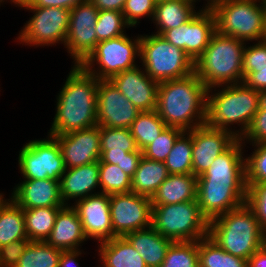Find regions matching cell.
<instances>
[{
	"instance_id": "484cf974",
	"label": "cell",
	"mask_w": 266,
	"mask_h": 267,
	"mask_svg": "<svg viewBox=\"0 0 266 267\" xmlns=\"http://www.w3.org/2000/svg\"><path fill=\"white\" fill-rule=\"evenodd\" d=\"M197 177L193 174H169L151 198L152 205H167L196 200Z\"/></svg>"
},
{
	"instance_id": "8fae6325",
	"label": "cell",
	"mask_w": 266,
	"mask_h": 267,
	"mask_svg": "<svg viewBox=\"0 0 266 267\" xmlns=\"http://www.w3.org/2000/svg\"><path fill=\"white\" fill-rule=\"evenodd\" d=\"M32 17L21 28L17 42L22 45L45 47L65 44L69 28L70 10L60 7H21Z\"/></svg>"
},
{
	"instance_id": "f1b7e54d",
	"label": "cell",
	"mask_w": 266,
	"mask_h": 267,
	"mask_svg": "<svg viewBox=\"0 0 266 267\" xmlns=\"http://www.w3.org/2000/svg\"><path fill=\"white\" fill-rule=\"evenodd\" d=\"M9 198L0 206V247L28 239L23 209L11 197Z\"/></svg>"
},
{
	"instance_id": "7dc6e473",
	"label": "cell",
	"mask_w": 266,
	"mask_h": 267,
	"mask_svg": "<svg viewBox=\"0 0 266 267\" xmlns=\"http://www.w3.org/2000/svg\"><path fill=\"white\" fill-rule=\"evenodd\" d=\"M88 0H30L24 7H60L71 10L79 3Z\"/></svg>"
},
{
	"instance_id": "d590c367",
	"label": "cell",
	"mask_w": 266,
	"mask_h": 267,
	"mask_svg": "<svg viewBox=\"0 0 266 267\" xmlns=\"http://www.w3.org/2000/svg\"><path fill=\"white\" fill-rule=\"evenodd\" d=\"M160 267H199L198 241L173 242Z\"/></svg>"
},
{
	"instance_id": "277c9868",
	"label": "cell",
	"mask_w": 266,
	"mask_h": 267,
	"mask_svg": "<svg viewBox=\"0 0 266 267\" xmlns=\"http://www.w3.org/2000/svg\"><path fill=\"white\" fill-rule=\"evenodd\" d=\"M258 109L259 91L248 87L244 82L215 86L207 91L206 124L229 131L241 139ZM236 124L239 129H234L237 128L234 126Z\"/></svg>"
},
{
	"instance_id": "83f0119b",
	"label": "cell",
	"mask_w": 266,
	"mask_h": 267,
	"mask_svg": "<svg viewBox=\"0 0 266 267\" xmlns=\"http://www.w3.org/2000/svg\"><path fill=\"white\" fill-rule=\"evenodd\" d=\"M168 176L169 173L164 162L153 161L142 156L138 168L131 178V192L152 198Z\"/></svg>"
},
{
	"instance_id": "8992f818",
	"label": "cell",
	"mask_w": 266,
	"mask_h": 267,
	"mask_svg": "<svg viewBox=\"0 0 266 267\" xmlns=\"http://www.w3.org/2000/svg\"><path fill=\"white\" fill-rule=\"evenodd\" d=\"M246 42L215 32L195 61L198 78L209 89L243 82L242 61Z\"/></svg>"
},
{
	"instance_id": "1f68e13d",
	"label": "cell",
	"mask_w": 266,
	"mask_h": 267,
	"mask_svg": "<svg viewBox=\"0 0 266 267\" xmlns=\"http://www.w3.org/2000/svg\"><path fill=\"white\" fill-rule=\"evenodd\" d=\"M167 127L157 111H142L130 126V132L139 150H143Z\"/></svg>"
},
{
	"instance_id": "ee69618b",
	"label": "cell",
	"mask_w": 266,
	"mask_h": 267,
	"mask_svg": "<svg viewBox=\"0 0 266 267\" xmlns=\"http://www.w3.org/2000/svg\"><path fill=\"white\" fill-rule=\"evenodd\" d=\"M247 45L244 49L242 69L244 78L251 72L266 68V40Z\"/></svg>"
},
{
	"instance_id": "ac0fdd59",
	"label": "cell",
	"mask_w": 266,
	"mask_h": 267,
	"mask_svg": "<svg viewBox=\"0 0 266 267\" xmlns=\"http://www.w3.org/2000/svg\"><path fill=\"white\" fill-rule=\"evenodd\" d=\"M51 136L60 146L66 169L88 165L100 159L101 139L98 125L64 135Z\"/></svg>"
},
{
	"instance_id": "e575fe53",
	"label": "cell",
	"mask_w": 266,
	"mask_h": 267,
	"mask_svg": "<svg viewBox=\"0 0 266 267\" xmlns=\"http://www.w3.org/2000/svg\"><path fill=\"white\" fill-rule=\"evenodd\" d=\"M99 184L101 193L112 195L131 192V177L118 165L99 160Z\"/></svg>"
},
{
	"instance_id": "5bb4252c",
	"label": "cell",
	"mask_w": 266,
	"mask_h": 267,
	"mask_svg": "<svg viewBox=\"0 0 266 267\" xmlns=\"http://www.w3.org/2000/svg\"><path fill=\"white\" fill-rule=\"evenodd\" d=\"M109 202L115 237L151 226V198L129 192L109 195Z\"/></svg>"
},
{
	"instance_id": "e0dca14e",
	"label": "cell",
	"mask_w": 266,
	"mask_h": 267,
	"mask_svg": "<svg viewBox=\"0 0 266 267\" xmlns=\"http://www.w3.org/2000/svg\"><path fill=\"white\" fill-rule=\"evenodd\" d=\"M238 138L233 133L209 127L207 124L192 129L193 175L201 176L220 154Z\"/></svg>"
},
{
	"instance_id": "d4e9b609",
	"label": "cell",
	"mask_w": 266,
	"mask_h": 267,
	"mask_svg": "<svg viewBox=\"0 0 266 267\" xmlns=\"http://www.w3.org/2000/svg\"><path fill=\"white\" fill-rule=\"evenodd\" d=\"M198 1L200 2V0L158 1L152 19L157 30L154 34L161 35L164 31L179 27L191 20L199 11L196 8Z\"/></svg>"
},
{
	"instance_id": "74e56055",
	"label": "cell",
	"mask_w": 266,
	"mask_h": 267,
	"mask_svg": "<svg viewBox=\"0 0 266 267\" xmlns=\"http://www.w3.org/2000/svg\"><path fill=\"white\" fill-rule=\"evenodd\" d=\"M100 151H141L129 128L100 127Z\"/></svg>"
},
{
	"instance_id": "681fc988",
	"label": "cell",
	"mask_w": 266,
	"mask_h": 267,
	"mask_svg": "<svg viewBox=\"0 0 266 267\" xmlns=\"http://www.w3.org/2000/svg\"><path fill=\"white\" fill-rule=\"evenodd\" d=\"M82 249L62 250L58 267H80L78 257L82 256Z\"/></svg>"
},
{
	"instance_id": "52a82bcc",
	"label": "cell",
	"mask_w": 266,
	"mask_h": 267,
	"mask_svg": "<svg viewBox=\"0 0 266 267\" xmlns=\"http://www.w3.org/2000/svg\"><path fill=\"white\" fill-rule=\"evenodd\" d=\"M209 8L219 34L246 43L265 40L266 4L262 0H218Z\"/></svg>"
},
{
	"instance_id": "b9f144b4",
	"label": "cell",
	"mask_w": 266,
	"mask_h": 267,
	"mask_svg": "<svg viewBox=\"0 0 266 267\" xmlns=\"http://www.w3.org/2000/svg\"><path fill=\"white\" fill-rule=\"evenodd\" d=\"M157 0H126L122 13L130 27H137L142 17H154Z\"/></svg>"
},
{
	"instance_id": "c3c4849f",
	"label": "cell",
	"mask_w": 266,
	"mask_h": 267,
	"mask_svg": "<svg viewBox=\"0 0 266 267\" xmlns=\"http://www.w3.org/2000/svg\"><path fill=\"white\" fill-rule=\"evenodd\" d=\"M243 82L254 90L261 91L266 89V68L258 69V72L249 73Z\"/></svg>"
},
{
	"instance_id": "9f6ffc18",
	"label": "cell",
	"mask_w": 266,
	"mask_h": 267,
	"mask_svg": "<svg viewBox=\"0 0 266 267\" xmlns=\"http://www.w3.org/2000/svg\"><path fill=\"white\" fill-rule=\"evenodd\" d=\"M6 199L4 198V194L1 192L0 193V206L2 205V203L5 201Z\"/></svg>"
},
{
	"instance_id": "2e32d148",
	"label": "cell",
	"mask_w": 266,
	"mask_h": 267,
	"mask_svg": "<svg viewBox=\"0 0 266 267\" xmlns=\"http://www.w3.org/2000/svg\"><path fill=\"white\" fill-rule=\"evenodd\" d=\"M141 113L110 80H98L97 125L109 128H130Z\"/></svg>"
},
{
	"instance_id": "7a4b0ae2",
	"label": "cell",
	"mask_w": 266,
	"mask_h": 267,
	"mask_svg": "<svg viewBox=\"0 0 266 267\" xmlns=\"http://www.w3.org/2000/svg\"><path fill=\"white\" fill-rule=\"evenodd\" d=\"M98 79L72 65L56 99V114L48 135H64L97 125Z\"/></svg>"
},
{
	"instance_id": "cb8c5ba5",
	"label": "cell",
	"mask_w": 266,
	"mask_h": 267,
	"mask_svg": "<svg viewBox=\"0 0 266 267\" xmlns=\"http://www.w3.org/2000/svg\"><path fill=\"white\" fill-rule=\"evenodd\" d=\"M124 238L139 252L147 267H160L173 243L152 226L128 233Z\"/></svg>"
},
{
	"instance_id": "4316f807",
	"label": "cell",
	"mask_w": 266,
	"mask_h": 267,
	"mask_svg": "<svg viewBox=\"0 0 266 267\" xmlns=\"http://www.w3.org/2000/svg\"><path fill=\"white\" fill-rule=\"evenodd\" d=\"M98 267H147L139 252L124 237L98 243Z\"/></svg>"
},
{
	"instance_id": "f35d334b",
	"label": "cell",
	"mask_w": 266,
	"mask_h": 267,
	"mask_svg": "<svg viewBox=\"0 0 266 267\" xmlns=\"http://www.w3.org/2000/svg\"><path fill=\"white\" fill-rule=\"evenodd\" d=\"M183 132V130L175 127H166L159 137L142 150V155L153 161L164 162L175 141Z\"/></svg>"
},
{
	"instance_id": "7bdbcfd3",
	"label": "cell",
	"mask_w": 266,
	"mask_h": 267,
	"mask_svg": "<svg viewBox=\"0 0 266 267\" xmlns=\"http://www.w3.org/2000/svg\"><path fill=\"white\" fill-rule=\"evenodd\" d=\"M246 204L253 210L260 228L266 233V183L247 184Z\"/></svg>"
},
{
	"instance_id": "f6af8a7d",
	"label": "cell",
	"mask_w": 266,
	"mask_h": 267,
	"mask_svg": "<svg viewBox=\"0 0 266 267\" xmlns=\"http://www.w3.org/2000/svg\"><path fill=\"white\" fill-rule=\"evenodd\" d=\"M240 140L250 145L266 142V110H258L255 113L248 130Z\"/></svg>"
},
{
	"instance_id": "8d00e7d4",
	"label": "cell",
	"mask_w": 266,
	"mask_h": 267,
	"mask_svg": "<svg viewBox=\"0 0 266 267\" xmlns=\"http://www.w3.org/2000/svg\"><path fill=\"white\" fill-rule=\"evenodd\" d=\"M94 27L98 42L122 36L126 34L125 28H130L124 14L112 10H100Z\"/></svg>"
},
{
	"instance_id": "bcb514c9",
	"label": "cell",
	"mask_w": 266,
	"mask_h": 267,
	"mask_svg": "<svg viewBox=\"0 0 266 267\" xmlns=\"http://www.w3.org/2000/svg\"><path fill=\"white\" fill-rule=\"evenodd\" d=\"M30 241L21 239L0 247V267H14Z\"/></svg>"
},
{
	"instance_id": "11a10c76",
	"label": "cell",
	"mask_w": 266,
	"mask_h": 267,
	"mask_svg": "<svg viewBox=\"0 0 266 267\" xmlns=\"http://www.w3.org/2000/svg\"><path fill=\"white\" fill-rule=\"evenodd\" d=\"M205 1H207V3L205 4V2H204V6L209 7L210 5H212L214 2H216L218 0H205Z\"/></svg>"
},
{
	"instance_id": "603a6c76",
	"label": "cell",
	"mask_w": 266,
	"mask_h": 267,
	"mask_svg": "<svg viewBox=\"0 0 266 267\" xmlns=\"http://www.w3.org/2000/svg\"><path fill=\"white\" fill-rule=\"evenodd\" d=\"M87 240L78 213L72 205H65L58 211L53 230L45 242L61 250H76Z\"/></svg>"
},
{
	"instance_id": "d6a6232c",
	"label": "cell",
	"mask_w": 266,
	"mask_h": 267,
	"mask_svg": "<svg viewBox=\"0 0 266 267\" xmlns=\"http://www.w3.org/2000/svg\"><path fill=\"white\" fill-rule=\"evenodd\" d=\"M61 251L45 241H30L14 267H58Z\"/></svg>"
},
{
	"instance_id": "3957f363",
	"label": "cell",
	"mask_w": 266,
	"mask_h": 267,
	"mask_svg": "<svg viewBox=\"0 0 266 267\" xmlns=\"http://www.w3.org/2000/svg\"><path fill=\"white\" fill-rule=\"evenodd\" d=\"M207 91L195 71L183 78L160 82L156 111L167 127L190 131L206 124Z\"/></svg>"
},
{
	"instance_id": "7402d4cb",
	"label": "cell",
	"mask_w": 266,
	"mask_h": 267,
	"mask_svg": "<svg viewBox=\"0 0 266 267\" xmlns=\"http://www.w3.org/2000/svg\"><path fill=\"white\" fill-rule=\"evenodd\" d=\"M60 194L65 205L72 199L81 200L101 193L99 184V161L75 168L65 169L60 178ZM99 188V191L97 188ZM97 190V191H96Z\"/></svg>"
},
{
	"instance_id": "6da1fadb",
	"label": "cell",
	"mask_w": 266,
	"mask_h": 267,
	"mask_svg": "<svg viewBox=\"0 0 266 267\" xmlns=\"http://www.w3.org/2000/svg\"><path fill=\"white\" fill-rule=\"evenodd\" d=\"M246 146L237 139L197 178L196 200L208 221L246 203Z\"/></svg>"
},
{
	"instance_id": "f546056e",
	"label": "cell",
	"mask_w": 266,
	"mask_h": 267,
	"mask_svg": "<svg viewBox=\"0 0 266 267\" xmlns=\"http://www.w3.org/2000/svg\"><path fill=\"white\" fill-rule=\"evenodd\" d=\"M62 207H39L23 209L25 231L29 241H46L55 224V218Z\"/></svg>"
},
{
	"instance_id": "db71d44e",
	"label": "cell",
	"mask_w": 266,
	"mask_h": 267,
	"mask_svg": "<svg viewBox=\"0 0 266 267\" xmlns=\"http://www.w3.org/2000/svg\"><path fill=\"white\" fill-rule=\"evenodd\" d=\"M29 1L30 0H1V2H2V4L4 3V2H9L10 4H12L13 3V5H15L16 7L18 6V7H24L26 4H28L29 3Z\"/></svg>"
},
{
	"instance_id": "7c38bea8",
	"label": "cell",
	"mask_w": 266,
	"mask_h": 267,
	"mask_svg": "<svg viewBox=\"0 0 266 267\" xmlns=\"http://www.w3.org/2000/svg\"><path fill=\"white\" fill-rule=\"evenodd\" d=\"M17 159L24 179L60 180L66 169L60 146L51 135L28 141L20 149Z\"/></svg>"
},
{
	"instance_id": "9c48e42d",
	"label": "cell",
	"mask_w": 266,
	"mask_h": 267,
	"mask_svg": "<svg viewBox=\"0 0 266 267\" xmlns=\"http://www.w3.org/2000/svg\"><path fill=\"white\" fill-rule=\"evenodd\" d=\"M151 226L173 242L198 241L208 236L209 221L202 215L197 200H194L152 205Z\"/></svg>"
},
{
	"instance_id": "60d3db41",
	"label": "cell",
	"mask_w": 266,
	"mask_h": 267,
	"mask_svg": "<svg viewBox=\"0 0 266 267\" xmlns=\"http://www.w3.org/2000/svg\"><path fill=\"white\" fill-rule=\"evenodd\" d=\"M100 161L118 165L131 178L138 168L142 158V151L126 152V151H100Z\"/></svg>"
},
{
	"instance_id": "836d02e7",
	"label": "cell",
	"mask_w": 266,
	"mask_h": 267,
	"mask_svg": "<svg viewBox=\"0 0 266 267\" xmlns=\"http://www.w3.org/2000/svg\"><path fill=\"white\" fill-rule=\"evenodd\" d=\"M169 174H193L192 130L184 131L164 161Z\"/></svg>"
},
{
	"instance_id": "ba28073f",
	"label": "cell",
	"mask_w": 266,
	"mask_h": 267,
	"mask_svg": "<svg viewBox=\"0 0 266 267\" xmlns=\"http://www.w3.org/2000/svg\"><path fill=\"white\" fill-rule=\"evenodd\" d=\"M139 60L148 76L158 83L183 78L195 71V62L184 50L154 33L141 35Z\"/></svg>"
},
{
	"instance_id": "9a60e30c",
	"label": "cell",
	"mask_w": 266,
	"mask_h": 267,
	"mask_svg": "<svg viewBox=\"0 0 266 267\" xmlns=\"http://www.w3.org/2000/svg\"><path fill=\"white\" fill-rule=\"evenodd\" d=\"M215 32L214 14L209 7L202 6L191 20L179 27L164 31L161 36L184 50L195 62L204 53Z\"/></svg>"
},
{
	"instance_id": "4fadbf2b",
	"label": "cell",
	"mask_w": 266,
	"mask_h": 267,
	"mask_svg": "<svg viewBox=\"0 0 266 267\" xmlns=\"http://www.w3.org/2000/svg\"><path fill=\"white\" fill-rule=\"evenodd\" d=\"M99 10L89 0L70 10L69 28L64 47L73 65H80L95 49L98 41L95 31Z\"/></svg>"
},
{
	"instance_id": "ffe728a7",
	"label": "cell",
	"mask_w": 266,
	"mask_h": 267,
	"mask_svg": "<svg viewBox=\"0 0 266 267\" xmlns=\"http://www.w3.org/2000/svg\"><path fill=\"white\" fill-rule=\"evenodd\" d=\"M139 66L122 71L110 81L133 105L142 111H154L157 106L159 83ZM143 69V70H142Z\"/></svg>"
},
{
	"instance_id": "d6986e66",
	"label": "cell",
	"mask_w": 266,
	"mask_h": 267,
	"mask_svg": "<svg viewBox=\"0 0 266 267\" xmlns=\"http://www.w3.org/2000/svg\"><path fill=\"white\" fill-rule=\"evenodd\" d=\"M69 204L78 213L87 239L100 243L115 238L111 224L109 195L98 193Z\"/></svg>"
},
{
	"instance_id": "30bf717a",
	"label": "cell",
	"mask_w": 266,
	"mask_h": 267,
	"mask_svg": "<svg viewBox=\"0 0 266 267\" xmlns=\"http://www.w3.org/2000/svg\"><path fill=\"white\" fill-rule=\"evenodd\" d=\"M140 39L139 34L135 38L124 34L98 42L80 66L98 80H110L116 74L138 66L136 59L140 58Z\"/></svg>"
},
{
	"instance_id": "816d5d0a",
	"label": "cell",
	"mask_w": 266,
	"mask_h": 267,
	"mask_svg": "<svg viewBox=\"0 0 266 267\" xmlns=\"http://www.w3.org/2000/svg\"><path fill=\"white\" fill-rule=\"evenodd\" d=\"M248 267H266V245L262 246L249 258Z\"/></svg>"
},
{
	"instance_id": "f5cc1de1",
	"label": "cell",
	"mask_w": 266,
	"mask_h": 267,
	"mask_svg": "<svg viewBox=\"0 0 266 267\" xmlns=\"http://www.w3.org/2000/svg\"><path fill=\"white\" fill-rule=\"evenodd\" d=\"M266 110V89L259 91V109Z\"/></svg>"
},
{
	"instance_id": "f907efd6",
	"label": "cell",
	"mask_w": 266,
	"mask_h": 267,
	"mask_svg": "<svg viewBox=\"0 0 266 267\" xmlns=\"http://www.w3.org/2000/svg\"><path fill=\"white\" fill-rule=\"evenodd\" d=\"M98 10H112L122 12L126 0H89Z\"/></svg>"
},
{
	"instance_id": "ab89813d",
	"label": "cell",
	"mask_w": 266,
	"mask_h": 267,
	"mask_svg": "<svg viewBox=\"0 0 266 267\" xmlns=\"http://www.w3.org/2000/svg\"><path fill=\"white\" fill-rule=\"evenodd\" d=\"M254 148L245 157L246 184L266 183V142L252 144Z\"/></svg>"
},
{
	"instance_id": "44dd1931",
	"label": "cell",
	"mask_w": 266,
	"mask_h": 267,
	"mask_svg": "<svg viewBox=\"0 0 266 267\" xmlns=\"http://www.w3.org/2000/svg\"><path fill=\"white\" fill-rule=\"evenodd\" d=\"M60 180L23 179L11 192V198L22 209L64 207L60 194Z\"/></svg>"
},
{
	"instance_id": "4dcf8cb0",
	"label": "cell",
	"mask_w": 266,
	"mask_h": 267,
	"mask_svg": "<svg viewBox=\"0 0 266 267\" xmlns=\"http://www.w3.org/2000/svg\"><path fill=\"white\" fill-rule=\"evenodd\" d=\"M199 267H248V260L220 248L209 236L198 240Z\"/></svg>"
},
{
	"instance_id": "5b68a950",
	"label": "cell",
	"mask_w": 266,
	"mask_h": 267,
	"mask_svg": "<svg viewBox=\"0 0 266 267\" xmlns=\"http://www.w3.org/2000/svg\"><path fill=\"white\" fill-rule=\"evenodd\" d=\"M208 236L227 253L245 260L265 245V233L246 203L209 221Z\"/></svg>"
}]
</instances>
